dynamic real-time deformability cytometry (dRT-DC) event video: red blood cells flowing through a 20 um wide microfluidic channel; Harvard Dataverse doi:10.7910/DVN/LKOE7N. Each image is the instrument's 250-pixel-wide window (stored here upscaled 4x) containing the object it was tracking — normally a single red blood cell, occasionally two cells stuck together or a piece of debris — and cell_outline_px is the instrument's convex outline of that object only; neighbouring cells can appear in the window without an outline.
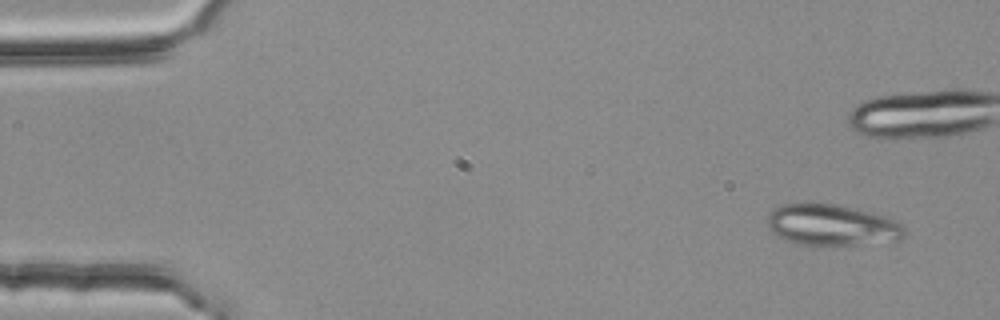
{"species": "common noctule bat (a hibernating species)", "species_latin": "Nyctalus noctula", "temperature_condition": "room temperature", "stored_images_in_passage": 7, "camera_frame_rate_fps": 3000, "um_per_image_px": 0.085, "animal": {"sex": "female", "body_mass_g": 25.1}, "frame": {"image": 1, "passage_image": 1, "time_ms": 0.0, "image_size_px": [1000, 320], "cell_outline_px": [[904, 236], [900, 240], [856, 244], [804, 244], [788, 240], [772, 232], [764, 220], [768, 212], [772, 208], [784, 204], [836, 204], [888, 216], [896, 220], [904, 228]], "centroid_in_image_um": [70.69, 19.1], "position_along_channel_um": 14.3, "area_um2": 32.54}}